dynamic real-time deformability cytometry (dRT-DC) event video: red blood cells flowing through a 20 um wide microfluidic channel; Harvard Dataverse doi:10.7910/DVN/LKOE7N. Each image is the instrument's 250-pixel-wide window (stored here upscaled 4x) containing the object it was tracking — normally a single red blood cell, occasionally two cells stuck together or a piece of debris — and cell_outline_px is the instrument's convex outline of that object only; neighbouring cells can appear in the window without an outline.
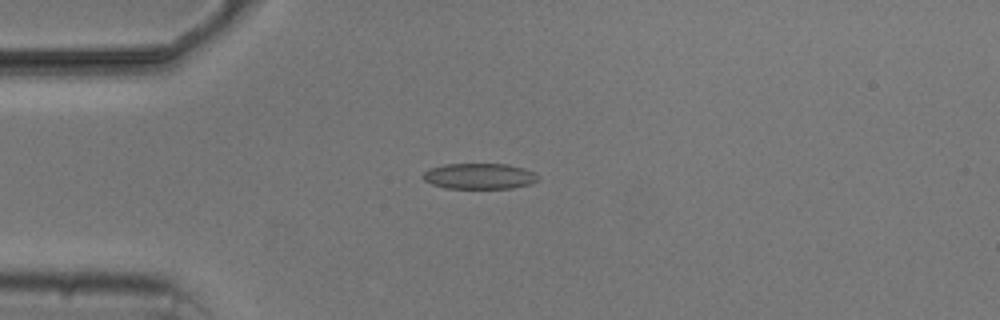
{"species": "common noctule bat (a hibernating species)", "species_latin": "Nyctalus noctula", "temperature_condition": "cold", "stored_images_in_passage": 4, "camera_frame_rate_fps": 3000, "um_per_image_px": 0.085, "animal": {"sex": "male", "body_mass_g": 20.5, "forearm_length_mm": 52.5}, "frame": {"image": 1, "passage_image": 2, "time_ms": 1.333, "image_size_px": [1000, 320], "cell_outline_px": [[540, 180], [532, 184], [512, 188], [444, 188], [432, 184], [424, 180], [420, 176], [428, 168], [444, 164], [508, 164], [524, 168], [540, 176]], "centroid_in_image_um": [40.75, 14.97], "position_along_channel_um": 44.3, "area_um2": 17.51}}
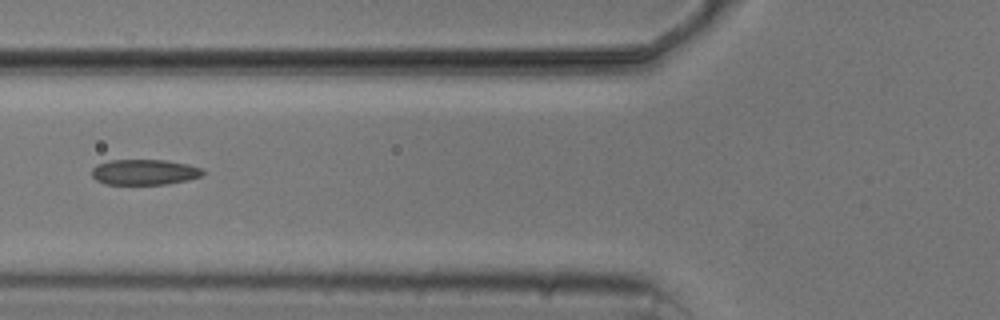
{"frame": {"image": 2, "passage_image": 4, "time_ms": 3.667, "image_size_px": [1000, 320], "cell_outline_px": [[204, 172], [200, 176], [188, 180], [168, 184], [104, 184], [96, 180], [92, 176], [92, 168], [96, 164], [108, 160], [164, 160], [188, 164], [204, 168]], "centroid_in_image_um": [12.26, 14.62], "position_along_channel_um": 113.5, "area_um2": 16.65}}